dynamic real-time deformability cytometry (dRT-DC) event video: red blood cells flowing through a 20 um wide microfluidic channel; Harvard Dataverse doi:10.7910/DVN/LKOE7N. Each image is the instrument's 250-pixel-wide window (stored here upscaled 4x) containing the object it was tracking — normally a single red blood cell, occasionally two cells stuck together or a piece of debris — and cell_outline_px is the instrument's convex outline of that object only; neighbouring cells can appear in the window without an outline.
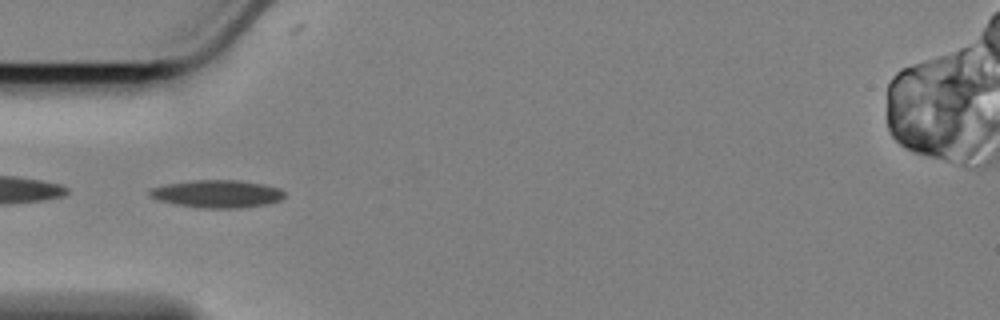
{"species": "Egyptian fruit bat (a non-hibernating species)", "species_latin": "Rousettus aegyptiacus", "temperature_condition": "cold", "stored_images_in_passage": 42, "camera_frame_rate_fps": 3000, "um_per_image_px": 0.085, "animal": {"sex": "female"}, "frame": {"image": 1, "passage_image": 1, "time_ms": 0.0, "image_size_px": [1000, 320], "cell_outline_px": [[284, 196], [280, 200], [268, 204], [240, 208], [200, 208], [176, 204], [160, 200], [148, 196], [148, 192], [152, 188], [168, 184], [192, 180], [236, 180], [264, 184], [280, 188], [284, 192]], "centroid_in_image_um": [18.48, 16.48], "position_along_channel_um": 66.5, "area_um2": 21.68}}
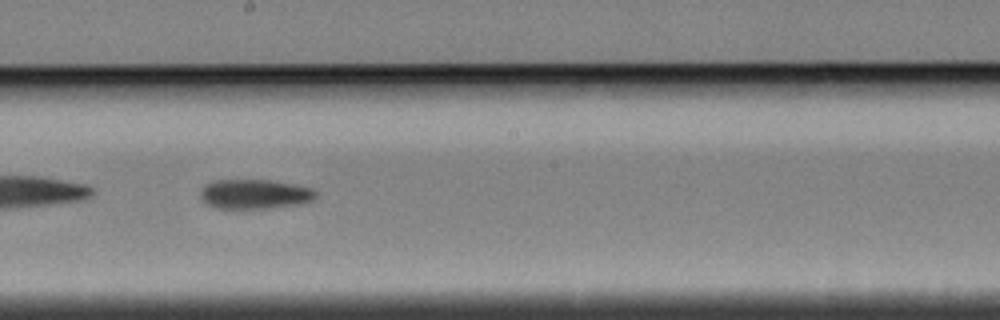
{"frame": {"image": 2, "passage_image": 15, "time_ms": 4.667, "image_size_px": [1000, 320], "cell_outline_px": [[316, 196], [312, 200], [300, 204], [268, 208], [216, 208], [204, 204], [200, 196], [200, 192], [204, 184], [212, 180], [268, 180], [292, 184], [312, 188], [316, 192]], "centroid_in_image_um": [21.59, 16.5], "position_along_channel_um": 226.6, "area_um2": 19.94}}
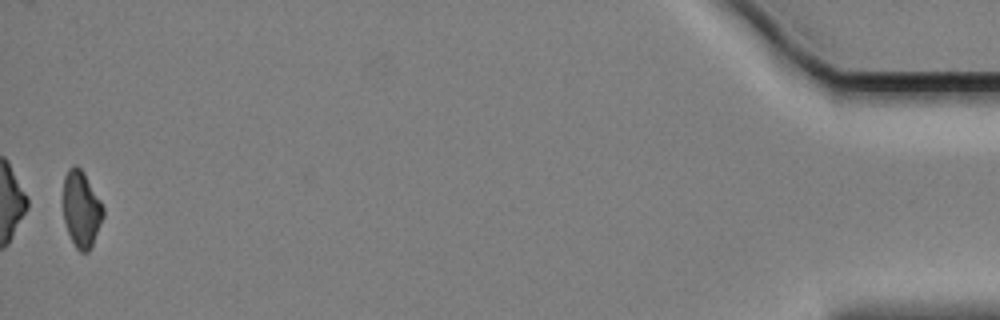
{"frame": {"image": 3, "passage_image": 41, "time_ms": 13.333, "image_size_px": [1000, 320], "cell_outline_px": [[104, 216], [92, 244], [88, 252], [80, 252], [76, 248], [68, 232], [64, 220], [64, 176], [68, 168], [72, 164], [76, 164], [84, 172], [100, 200], [104, 208]], "centroid_in_image_um": [6.92, 17.74], "position_along_channel_um": 428.3, "area_um2": 17.69}, "authors_computed_cell_mechanics": {"area_um2": 19.7098, "velocity_mm_per_s": 3.404, "shape_relaxation_time_tau1_ms": 5.895, "shape_relaxation_time_tau2_ms": null, "deformation_change_tau1": 0.1468, "deformation_change_tau2": null}}